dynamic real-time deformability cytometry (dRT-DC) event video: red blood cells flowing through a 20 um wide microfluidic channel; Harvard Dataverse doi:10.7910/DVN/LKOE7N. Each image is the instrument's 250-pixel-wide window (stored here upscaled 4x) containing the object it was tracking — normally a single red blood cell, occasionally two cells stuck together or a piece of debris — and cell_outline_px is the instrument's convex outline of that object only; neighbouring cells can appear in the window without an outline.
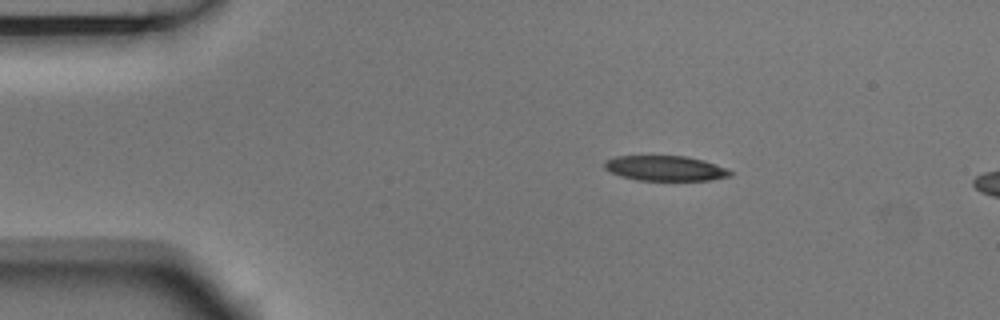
{"species": "Egyptian fruit bat (a non-hibernating species)", "species_latin": "Rousettus aegyptiacus", "temperature_condition": "room temperature", "stored_images_in_passage": 3, "camera_frame_rate_fps": 3000, "um_per_image_px": 0.085, "animal": {"sex": "male"}, "frame": {"image": 1, "passage_image": 2, "time_ms": 0.333, "image_size_px": [1000, 320], "cell_outline_px": [[736, 172], [732, 176], [712, 180], [636, 180], [620, 176], [604, 168], [604, 160], [616, 156], [688, 156], [704, 160], [728, 168]], "centroid_in_image_um": [56.61, 14.3], "position_along_channel_um": 28.4, "area_um2": 18.67}}